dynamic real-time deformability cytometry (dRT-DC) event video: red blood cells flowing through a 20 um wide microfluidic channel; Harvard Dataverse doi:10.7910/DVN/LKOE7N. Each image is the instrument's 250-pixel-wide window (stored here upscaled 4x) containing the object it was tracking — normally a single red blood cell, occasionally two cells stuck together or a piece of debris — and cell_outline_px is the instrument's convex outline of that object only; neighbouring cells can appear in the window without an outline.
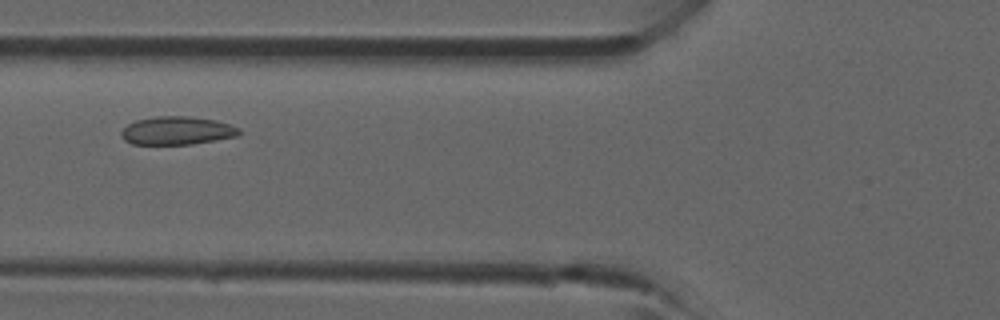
{"species": "common noctule bat (a hibernating species)", "species_latin": "Nyctalus noctula", "temperature_condition": "room temperature", "stored_images_in_passage": 4, "camera_frame_rate_fps": 3000, "um_per_image_px": 0.085, "animal": {"sex": "male", "forearm_length_mm": 52.5}, "frame": {"image": 1, "passage_image": 4, "time_ms": 3.333, "image_size_px": [1000, 320], "cell_outline_px": [[240, 132], [236, 136], [216, 140], [192, 144], [132, 144], [124, 140], [120, 136], [120, 132], [128, 124], [136, 120], [156, 116], [188, 116], [216, 120], [240, 128]], "centroid_in_image_um": [15.02, 11.1], "position_along_channel_um": 110.8, "area_um2": 19.36}}